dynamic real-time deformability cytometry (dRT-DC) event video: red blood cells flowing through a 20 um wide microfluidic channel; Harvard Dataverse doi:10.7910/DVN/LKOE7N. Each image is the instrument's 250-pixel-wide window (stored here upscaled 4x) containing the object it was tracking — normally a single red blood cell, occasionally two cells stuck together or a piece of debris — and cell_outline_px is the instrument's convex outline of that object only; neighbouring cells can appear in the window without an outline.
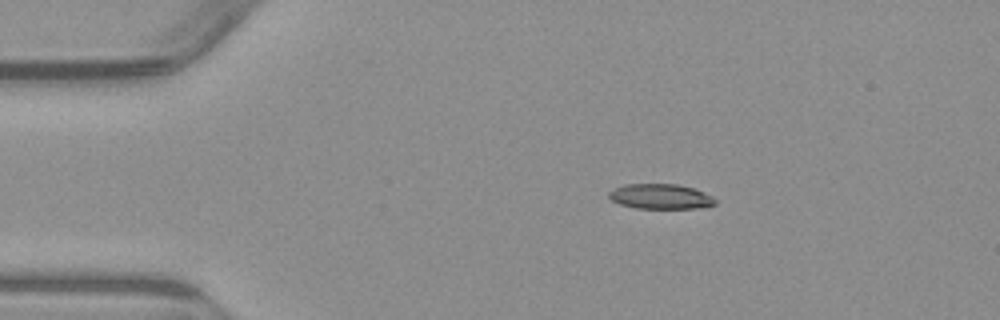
{"species": "common noctule bat (a hibernating species)", "species_latin": "Nyctalus noctula", "temperature_condition": "warm", "stored_images_in_passage": 6, "camera_frame_rate_fps": 3000, "um_per_image_px": 0.085, "animal": {"sex": "male", "body_mass_g": 23.1, "forearm_length_mm": 52.7}, "frame": {"image": 1, "passage_image": 2, "time_ms": 1.333, "image_size_px": [1000, 320], "cell_outline_px": [[716, 204], [696, 208], [636, 208], [620, 204], [612, 200], [608, 196], [608, 192], [624, 184], [676, 184], [692, 188], [704, 192], [712, 196], [716, 200]], "centroid_in_image_um": [56.14, 16.7], "position_along_channel_um": 28.9, "area_um2": 15.37}}
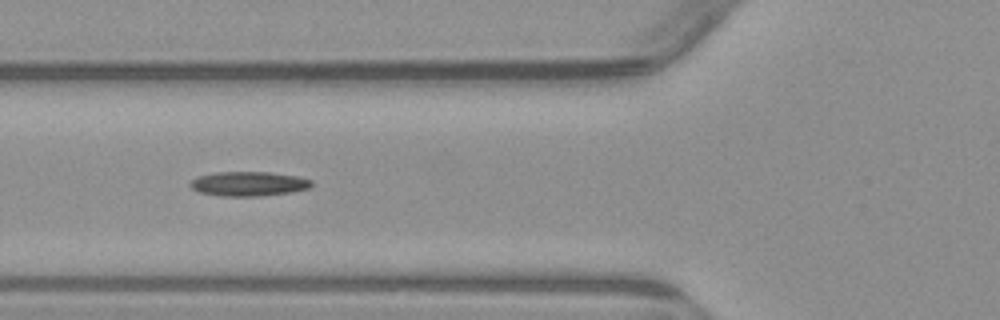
{"frame": {"image": 2, "passage_image": 5, "time_ms": 4.667, "image_size_px": [1000, 320], "cell_outline_px": [[312, 184], [308, 188], [292, 192], [260, 196], [220, 196], [200, 192], [192, 188], [188, 184], [196, 176], [216, 172], [268, 172], [296, 176], [312, 180]], "centroid_in_image_um": [21.1, 15.62], "position_along_channel_um": 104.7, "area_um2": 17.28}}
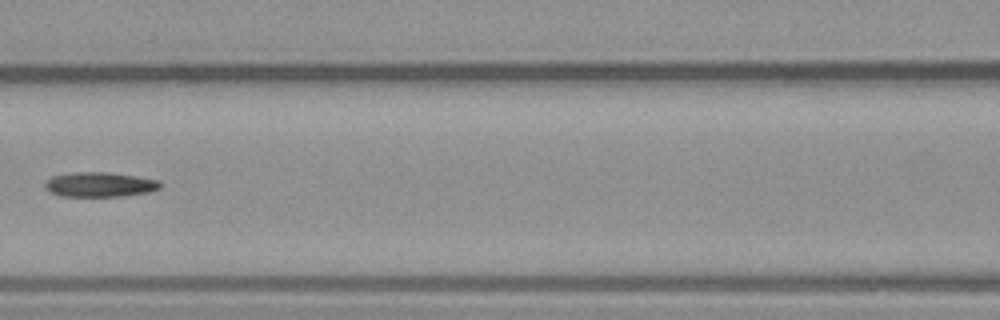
{"frame": {"image": 3, "passage_image": 6, "time_ms": 6.0, "image_size_px": [1000, 320], "cell_outline_px": [[160, 188], [148, 192], [124, 196], [60, 196], [52, 192], [44, 184], [52, 176], [76, 172], [104, 172], [132, 176], [156, 180], [160, 184]], "centroid_in_image_um": [8.46, 15.69], "position_along_channel_um": 158.1, "area_um2": 16.13}}